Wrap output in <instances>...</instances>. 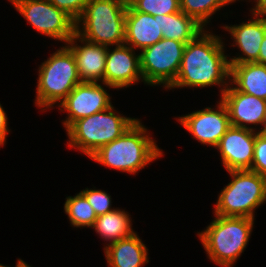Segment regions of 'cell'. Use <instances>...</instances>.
<instances>
[{
	"label": "cell",
	"instance_id": "obj_6",
	"mask_svg": "<svg viewBox=\"0 0 266 267\" xmlns=\"http://www.w3.org/2000/svg\"><path fill=\"white\" fill-rule=\"evenodd\" d=\"M126 11V6L114 0H90L76 21V33L103 46L123 45Z\"/></svg>",
	"mask_w": 266,
	"mask_h": 267
},
{
	"label": "cell",
	"instance_id": "obj_5",
	"mask_svg": "<svg viewBox=\"0 0 266 267\" xmlns=\"http://www.w3.org/2000/svg\"><path fill=\"white\" fill-rule=\"evenodd\" d=\"M138 118L124 116L112 105L75 121L67 130V145L90 157L102 146L119 138Z\"/></svg>",
	"mask_w": 266,
	"mask_h": 267
},
{
	"label": "cell",
	"instance_id": "obj_11",
	"mask_svg": "<svg viewBox=\"0 0 266 267\" xmlns=\"http://www.w3.org/2000/svg\"><path fill=\"white\" fill-rule=\"evenodd\" d=\"M217 107H205L178 118H174L203 145L216 148L222 136L231 127L229 113L225 104L219 99Z\"/></svg>",
	"mask_w": 266,
	"mask_h": 267
},
{
	"label": "cell",
	"instance_id": "obj_15",
	"mask_svg": "<svg viewBox=\"0 0 266 267\" xmlns=\"http://www.w3.org/2000/svg\"><path fill=\"white\" fill-rule=\"evenodd\" d=\"M251 19L246 22L234 25L220 26L231 34L233 43L231 46H237L240 53L230 57L229 64L257 63L261 42L266 32V19L257 17L253 14Z\"/></svg>",
	"mask_w": 266,
	"mask_h": 267
},
{
	"label": "cell",
	"instance_id": "obj_31",
	"mask_svg": "<svg viewBox=\"0 0 266 267\" xmlns=\"http://www.w3.org/2000/svg\"><path fill=\"white\" fill-rule=\"evenodd\" d=\"M114 1H117L126 7L130 6L134 2V0H114Z\"/></svg>",
	"mask_w": 266,
	"mask_h": 267
},
{
	"label": "cell",
	"instance_id": "obj_14",
	"mask_svg": "<svg viewBox=\"0 0 266 267\" xmlns=\"http://www.w3.org/2000/svg\"><path fill=\"white\" fill-rule=\"evenodd\" d=\"M256 131L231 126L215 149L226 171L250 170L254 157Z\"/></svg>",
	"mask_w": 266,
	"mask_h": 267
},
{
	"label": "cell",
	"instance_id": "obj_18",
	"mask_svg": "<svg viewBox=\"0 0 266 267\" xmlns=\"http://www.w3.org/2000/svg\"><path fill=\"white\" fill-rule=\"evenodd\" d=\"M103 248L109 267H143L149 263L148 248L137 232Z\"/></svg>",
	"mask_w": 266,
	"mask_h": 267
},
{
	"label": "cell",
	"instance_id": "obj_9",
	"mask_svg": "<svg viewBox=\"0 0 266 267\" xmlns=\"http://www.w3.org/2000/svg\"><path fill=\"white\" fill-rule=\"evenodd\" d=\"M37 32L66 44L76 33V21L49 0H8Z\"/></svg>",
	"mask_w": 266,
	"mask_h": 267
},
{
	"label": "cell",
	"instance_id": "obj_26",
	"mask_svg": "<svg viewBox=\"0 0 266 267\" xmlns=\"http://www.w3.org/2000/svg\"><path fill=\"white\" fill-rule=\"evenodd\" d=\"M250 171L266 177V138L259 132L255 137L254 157Z\"/></svg>",
	"mask_w": 266,
	"mask_h": 267
},
{
	"label": "cell",
	"instance_id": "obj_32",
	"mask_svg": "<svg viewBox=\"0 0 266 267\" xmlns=\"http://www.w3.org/2000/svg\"><path fill=\"white\" fill-rule=\"evenodd\" d=\"M25 261H23L22 259H18L17 260V263H16V266L15 267H20ZM0 267H10V266H6V265H3V264H0Z\"/></svg>",
	"mask_w": 266,
	"mask_h": 267
},
{
	"label": "cell",
	"instance_id": "obj_33",
	"mask_svg": "<svg viewBox=\"0 0 266 267\" xmlns=\"http://www.w3.org/2000/svg\"><path fill=\"white\" fill-rule=\"evenodd\" d=\"M259 133L266 138V121L263 125V127L261 128V130L259 131Z\"/></svg>",
	"mask_w": 266,
	"mask_h": 267
},
{
	"label": "cell",
	"instance_id": "obj_22",
	"mask_svg": "<svg viewBox=\"0 0 266 267\" xmlns=\"http://www.w3.org/2000/svg\"><path fill=\"white\" fill-rule=\"evenodd\" d=\"M63 208L73 228H91L97 219L92 206L81 192L67 196Z\"/></svg>",
	"mask_w": 266,
	"mask_h": 267
},
{
	"label": "cell",
	"instance_id": "obj_2",
	"mask_svg": "<svg viewBox=\"0 0 266 267\" xmlns=\"http://www.w3.org/2000/svg\"><path fill=\"white\" fill-rule=\"evenodd\" d=\"M150 135L137 119L119 138L102 146L89 158L104 167L134 175L164 155Z\"/></svg>",
	"mask_w": 266,
	"mask_h": 267
},
{
	"label": "cell",
	"instance_id": "obj_3",
	"mask_svg": "<svg viewBox=\"0 0 266 267\" xmlns=\"http://www.w3.org/2000/svg\"><path fill=\"white\" fill-rule=\"evenodd\" d=\"M254 220L214 214L206 229L197 232L208 259L221 267H233L249 244Z\"/></svg>",
	"mask_w": 266,
	"mask_h": 267
},
{
	"label": "cell",
	"instance_id": "obj_20",
	"mask_svg": "<svg viewBox=\"0 0 266 267\" xmlns=\"http://www.w3.org/2000/svg\"><path fill=\"white\" fill-rule=\"evenodd\" d=\"M125 209L115 208L109 213L97 216L91 228L101 236L108 244L132 236L135 231L132 228V219Z\"/></svg>",
	"mask_w": 266,
	"mask_h": 267
},
{
	"label": "cell",
	"instance_id": "obj_1",
	"mask_svg": "<svg viewBox=\"0 0 266 267\" xmlns=\"http://www.w3.org/2000/svg\"><path fill=\"white\" fill-rule=\"evenodd\" d=\"M222 35L205 29L185 45L175 82L168 88H204L218 86L222 95L230 84V65ZM226 54V55H225Z\"/></svg>",
	"mask_w": 266,
	"mask_h": 267
},
{
	"label": "cell",
	"instance_id": "obj_34",
	"mask_svg": "<svg viewBox=\"0 0 266 267\" xmlns=\"http://www.w3.org/2000/svg\"><path fill=\"white\" fill-rule=\"evenodd\" d=\"M20 267H31V266L28 265L26 262H24Z\"/></svg>",
	"mask_w": 266,
	"mask_h": 267
},
{
	"label": "cell",
	"instance_id": "obj_8",
	"mask_svg": "<svg viewBox=\"0 0 266 267\" xmlns=\"http://www.w3.org/2000/svg\"><path fill=\"white\" fill-rule=\"evenodd\" d=\"M185 45L180 41L162 38L142 49L139 54L144 85H162L168 89L177 78Z\"/></svg>",
	"mask_w": 266,
	"mask_h": 267
},
{
	"label": "cell",
	"instance_id": "obj_17",
	"mask_svg": "<svg viewBox=\"0 0 266 267\" xmlns=\"http://www.w3.org/2000/svg\"><path fill=\"white\" fill-rule=\"evenodd\" d=\"M125 43L134 50H142L163 38L159 17L141 13L127 7L125 17Z\"/></svg>",
	"mask_w": 266,
	"mask_h": 267
},
{
	"label": "cell",
	"instance_id": "obj_24",
	"mask_svg": "<svg viewBox=\"0 0 266 267\" xmlns=\"http://www.w3.org/2000/svg\"><path fill=\"white\" fill-rule=\"evenodd\" d=\"M130 7L152 16L169 15L181 11L180 0H134Z\"/></svg>",
	"mask_w": 266,
	"mask_h": 267
},
{
	"label": "cell",
	"instance_id": "obj_29",
	"mask_svg": "<svg viewBox=\"0 0 266 267\" xmlns=\"http://www.w3.org/2000/svg\"><path fill=\"white\" fill-rule=\"evenodd\" d=\"M249 2L255 3V5L249 10L250 14L266 19V0H250Z\"/></svg>",
	"mask_w": 266,
	"mask_h": 267
},
{
	"label": "cell",
	"instance_id": "obj_19",
	"mask_svg": "<svg viewBox=\"0 0 266 267\" xmlns=\"http://www.w3.org/2000/svg\"><path fill=\"white\" fill-rule=\"evenodd\" d=\"M230 65V83L243 93L266 100V64Z\"/></svg>",
	"mask_w": 266,
	"mask_h": 267
},
{
	"label": "cell",
	"instance_id": "obj_7",
	"mask_svg": "<svg viewBox=\"0 0 266 267\" xmlns=\"http://www.w3.org/2000/svg\"><path fill=\"white\" fill-rule=\"evenodd\" d=\"M231 181L221 190L213 214L255 219L266 202V177L250 170L227 171Z\"/></svg>",
	"mask_w": 266,
	"mask_h": 267
},
{
	"label": "cell",
	"instance_id": "obj_21",
	"mask_svg": "<svg viewBox=\"0 0 266 267\" xmlns=\"http://www.w3.org/2000/svg\"><path fill=\"white\" fill-rule=\"evenodd\" d=\"M154 17H159V25L163 38L180 41L185 44L193 41L205 30L194 18L186 15L182 11Z\"/></svg>",
	"mask_w": 266,
	"mask_h": 267
},
{
	"label": "cell",
	"instance_id": "obj_23",
	"mask_svg": "<svg viewBox=\"0 0 266 267\" xmlns=\"http://www.w3.org/2000/svg\"><path fill=\"white\" fill-rule=\"evenodd\" d=\"M234 2L236 0H180V8L183 13L191 16L207 29L212 16L222 7L224 8Z\"/></svg>",
	"mask_w": 266,
	"mask_h": 267
},
{
	"label": "cell",
	"instance_id": "obj_27",
	"mask_svg": "<svg viewBox=\"0 0 266 267\" xmlns=\"http://www.w3.org/2000/svg\"><path fill=\"white\" fill-rule=\"evenodd\" d=\"M54 6L65 11L77 21L83 14L90 0H49Z\"/></svg>",
	"mask_w": 266,
	"mask_h": 267
},
{
	"label": "cell",
	"instance_id": "obj_12",
	"mask_svg": "<svg viewBox=\"0 0 266 267\" xmlns=\"http://www.w3.org/2000/svg\"><path fill=\"white\" fill-rule=\"evenodd\" d=\"M220 98L227 107L231 126L261 130L266 121V100L238 91L231 83Z\"/></svg>",
	"mask_w": 266,
	"mask_h": 267
},
{
	"label": "cell",
	"instance_id": "obj_16",
	"mask_svg": "<svg viewBox=\"0 0 266 267\" xmlns=\"http://www.w3.org/2000/svg\"><path fill=\"white\" fill-rule=\"evenodd\" d=\"M80 43L78 45V43ZM74 55L82 82H103L107 46L89 42L77 33L65 44Z\"/></svg>",
	"mask_w": 266,
	"mask_h": 267
},
{
	"label": "cell",
	"instance_id": "obj_4",
	"mask_svg": "<svg viewBox=\"0 0 266 267\" xmlns=\"http://www.w3.org/2000/svg\"><path fill=\"white\" fill-rule=\"evenodd\" d=\"M37 79L34 104L42 112L58 106L82 82L74 55L65 44L41 63Z\"/></svg>",
	"mask_w": 266,
	"mask_h": 267
},
{
	"label": "cell",
	"instance_id": "obj_13",
	"mask_svg": "<svg viewBox=\"0 0 266 267\" xmlns=\"http://www.w3.org/2000/svg\"><path fill=\"white\" fill-rule=\"evenodd\" d=\"M126 45L108 47L102 83L113 89H125L143 82L140 69V54Z\"/></svg>",
	"mask_w": 266,
	"mask_h": 267
},
{
	"label": "cell",
	"instance_id": "obj_28",
	"mask_svg": "<svg viewBox=\"0 0 266 267\" xmlns=\"http://www.w3.org/2000/svg\"><path fill=\"white\" fill-rule=\"evenodd\" d=\"M9 132L8 117L0 103V148L5 145L7 139L6 137L9 135Z\"/></svg>",
	"mask_w": 266,
	"mask_h": 267
},
{
	"label": "cell",
	"instance_id": "obj_10",
	"mask_svg": "<svg viewBox=\"0 0 266 267\" xmlns=\"http://www.w3.org/2000/svg\"><path fill=\"white\" fill-rule=\"evenodd\" d=\"M104 87L113 88L100 82H81L57 106L60 112H67L63 127L67 130L75 121L104 111L111 107L110 94Z\"/></svg>",
	"mask_w": 266,
	"mask_h": 267
},
{
	"label": "cell",
	"instance_id": "obj_25",
	"mask_svg": "<svg viewBox=\"0 0 266 267\" xmlns=\"http://www.w3.org/2000/svg\"><path fill=\"white\" fill-rule=\"evenodd\" d=\"M88 200L97 216L109 213L115 208L112 207L111 195L101 189L85 188L80 191Z\"/></svg>",
	"mask_w": 266,
	"mask_h": 267
},
{
	"label": "cell",
	"instance_id": "obj_30",
	"mask_svg": "<svg viewBox=\"0 0 266 267\" xmlns=\"http://www.w3.org/2000/svg\"><path fill=\"white\" fill-rule=\"evenodd\" d=\"M257 63L266 64V32H265L263 41L261 42V47H260Z\"/></svg>",
	"mask_w": 266,
	"mask_h": 267
}]
</instances>
